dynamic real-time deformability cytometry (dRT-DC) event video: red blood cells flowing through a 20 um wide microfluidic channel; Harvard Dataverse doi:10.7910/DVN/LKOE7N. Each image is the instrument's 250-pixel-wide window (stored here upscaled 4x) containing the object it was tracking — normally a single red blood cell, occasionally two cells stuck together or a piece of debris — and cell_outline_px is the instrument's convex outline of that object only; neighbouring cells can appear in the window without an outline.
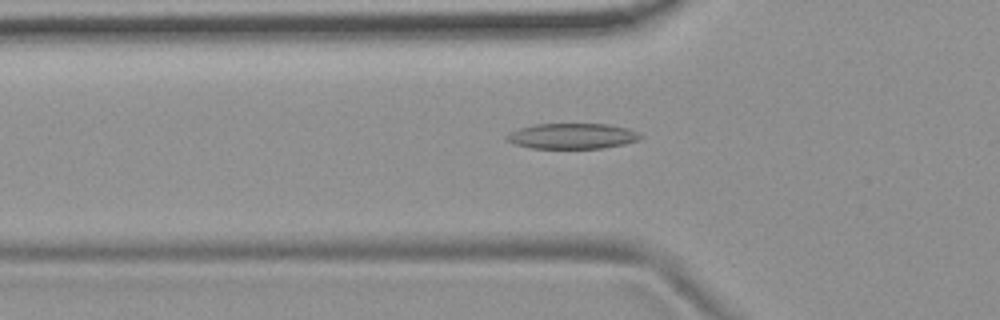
{"species": "common noctule bat (a hibernating species)", "species_latin": "Nyctalus noctula", "temperature_condition": "room temperature", "stored_images_in_passage": 40, "camera_frame_rate_fps": 3000, "um_per_image_px": 0.085, "animal": {"sex": "female", "body_mass_g": 19.9}, "frame": {"image": 1, "passage_image": 4, "time_ms": 1.0, "image_size_px": [1000, 320], "cell_outline_px": [[644, 136], [640, 140], [624, 144], [604, 148], [532, 148], [516, 144], [508, 140], [504, 136], [520, 128], [536, 124], [608, 124], [628, 128]], "centroid_in_image_um": [48.7, 11.56], "position_along_channel_um": 77.1, "area_um2": 19.77}}
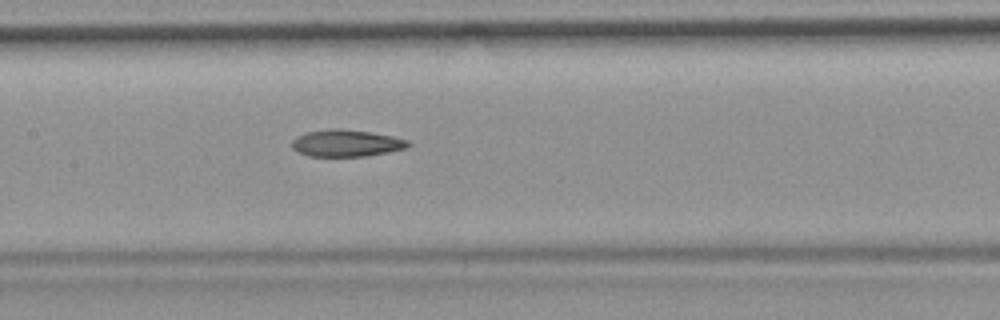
{"frame": {"image": 2, "passage_image": 12, "time_ms": 3.667, "image_size_px": [1000, 320], "cell_outline_px": [[412, 144], [408, 148], [364, 156], [308, 156], [296, 152], [292, 148], [292, 140], [296, 136], [308, 132], [328, 128], [340, 128], [372, 132], [392, 136], [408, 140]], "centroid_in_image_um": [29.42, 12.16], "position_along_channel_um": 178.0, "area_um2": 18.38}}
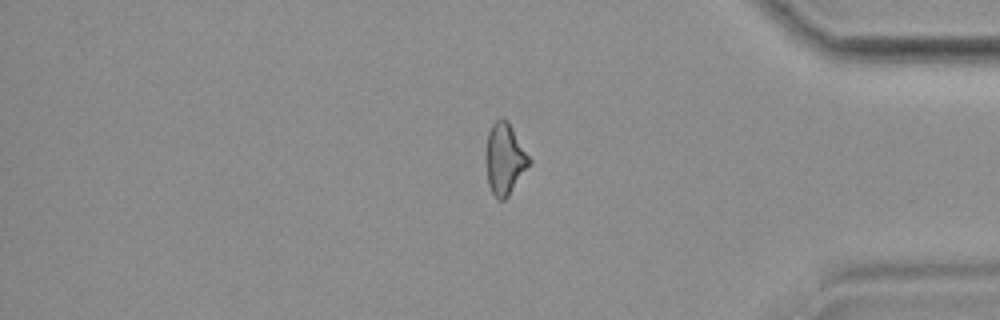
{"frame": {"image": 3, "passage_image": 31, "time_ms": 10.0, "image_size_px": [1000, 320], "cell_outline_px": [[532, 160], [508, 196], [504, 200], [496, 200], [488, 184], [488, 132], [492, 124], [500, 116], [504, 116], [508, 120]], "centroid_in_image_um": [42.93, 13.47], "position_along_channel_um": 392.3, "area_um2": 17.57}, "authors_computed_cell_mechanics": {"area_um2": 18.5538, "velocity_mm_per_s": 3.7609, "shape_relaxation_time_tau1_ms": null, "shape_relaxation_time_tau2_ms": 4.9841, "deformation_change_tau1": null, "deformation_change_tau2": 0.1546}}